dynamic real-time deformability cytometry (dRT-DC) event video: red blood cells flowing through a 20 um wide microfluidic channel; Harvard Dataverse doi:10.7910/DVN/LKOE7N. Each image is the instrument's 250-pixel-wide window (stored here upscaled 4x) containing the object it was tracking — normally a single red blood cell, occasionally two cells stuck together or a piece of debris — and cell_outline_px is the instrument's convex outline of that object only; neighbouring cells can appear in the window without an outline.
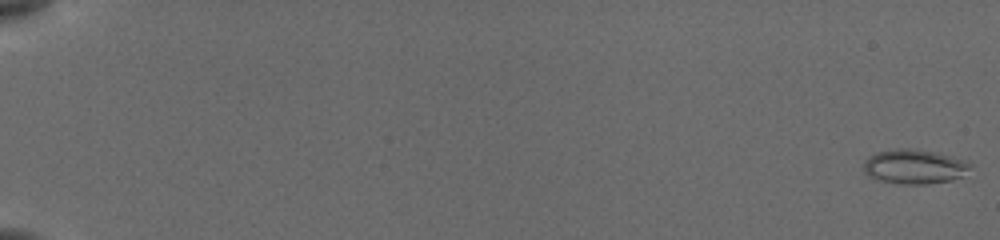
{"species": "common noctule bat (a hibernating species)", "species_latin": "Nyctalus noctula", "temperature_condition": "cold", "stored_images_in_passage": 11, "camera_frame_rate_fps": 3000, "um_per_image_px": 0.085, "animal": {"sex": "female", "body_mass_g": 19.5, "forearm_length_mm": 54.1}, "frame": {"image": 1, "passage_image": 1, "time_ms": 0.0, "image_size_px": [1000, 240], "cell_outline_px": [[972, 164], [960, 176], [952, 180], [928, 184], [900, 184], [876, 180], [868, 176], [864, 172], [864, 160], [868, 156], [876, 152], [900, 148], [908, 148], [932, 152], [948, 156]], "centroid_in_image_um": [77.61, 14.18], "position_along_channel_um": 7.4, "area_um2": 21.1}}
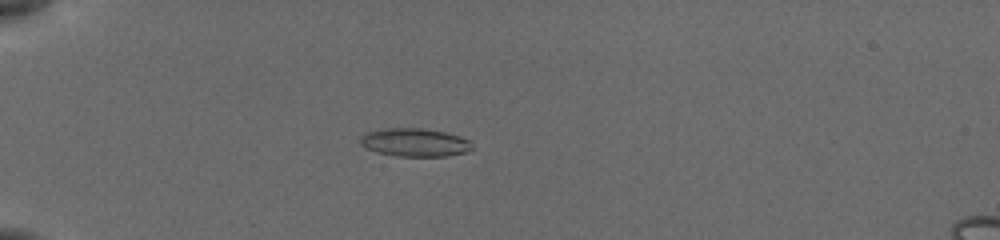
{"frame": {"image": 2, "passage_image": 8, "time_ms": 5.667, "image_size_px": [1000, 240], "cell_outline_px": [[472, 148], [464, 152], [448, 156], [396, 156], [376, 152], [364, 148], [360, 144], [360, 136], [368, 132], [380, 128], [420, 128], [444, 132], [460, 136], [468, 140]], "centroid_in_image_um": [35.18, 12.1], "position_along_channel_um": 49.8, "area_um2": 18.38}}
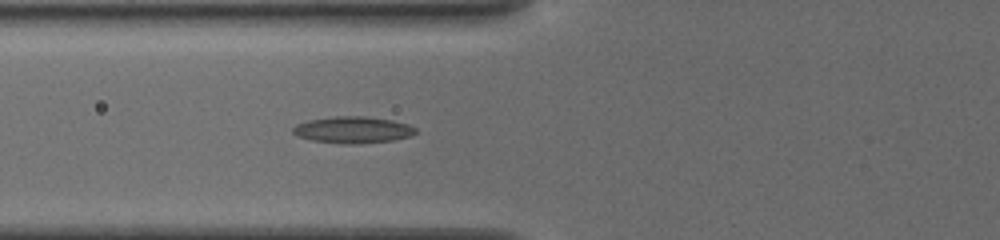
{"frame": {"image": 3, "passage_image": 11, "time_ms": 7.667, "image_size_px": [1000, 240], "cell_outline_px": [[416, 132], [412, 136], [392, 140], [360, 144], [348, 144], [312, 140], [296, 136], [292, 132], [292, 128], [296, 124], [308, 120], [332, 116], [368, 116], [392, 120], [408, 124], [416, 128]], "centroid_in_image_um": [29.99, 11.03], "position_along_channel_um": 95.8, "area_um2": 19.19}}